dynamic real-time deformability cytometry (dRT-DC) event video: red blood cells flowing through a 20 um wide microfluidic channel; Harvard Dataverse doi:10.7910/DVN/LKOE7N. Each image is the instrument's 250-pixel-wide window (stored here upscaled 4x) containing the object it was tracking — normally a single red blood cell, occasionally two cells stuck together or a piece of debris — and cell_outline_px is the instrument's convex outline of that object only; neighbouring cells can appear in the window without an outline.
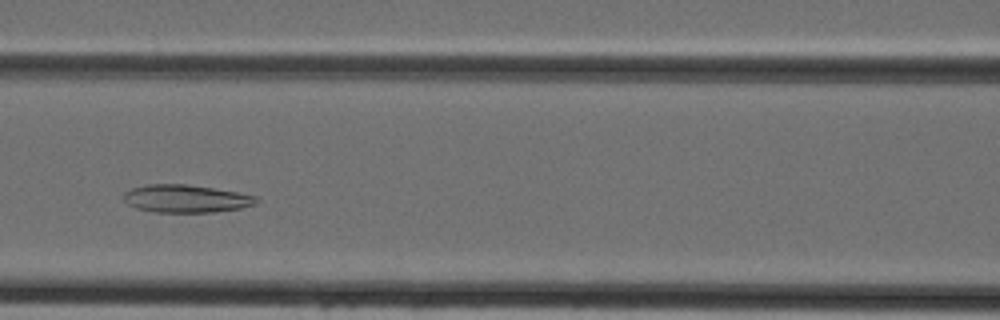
{"species": "Egyptian fruit bat (a non-hibernating species)", "species_latin": "Rousettus aegyptiacus", "temperature_condition": "cold", "stored_images_in_passage": 41, "camera_frame_rate_fps": 3000, "um_per_image_px": 0.085, "animal": {"sex": "female"}, "frame": {"image": 1, "passage_image": 15, "time_ms": 4.667, "image_size_px": [1000, 320], "cell_outline_px": [[260, 200], [256, 204], [240, 208], [212, 212], [156, 212], [136, 208], [128, 204], [124, 200], [124, 192], [132, 188], [148, 184], [184, 184], [212, 188], [236, 192], [256, 196]], "centroid_in_image_um": [15.8, 16.88], "position_along_channel_um": 150.8, "area_um2": 21.33}}
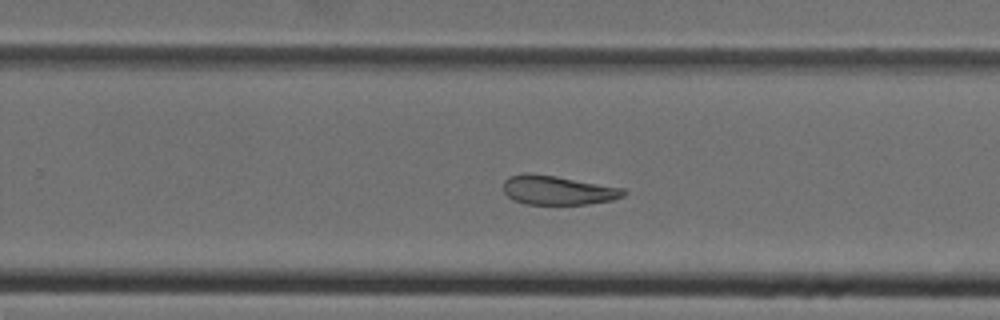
{"frame": {"image": 2, "passage_image": 24, "time_ms": 7.667, "image_size_px": [1000, 320], "cell_outline_px": [[628, 192], [624, 196], [612, 200], [588, 204], [528, 204], [512, 200], [504, 192], [504, 180], [508, 176], [528, 172], [556, 176], [624, 188]], "centroid_in_image_um": [47.41, 16.16], "position_along_channel_um": 282.4, "area_um2": 20.52}}
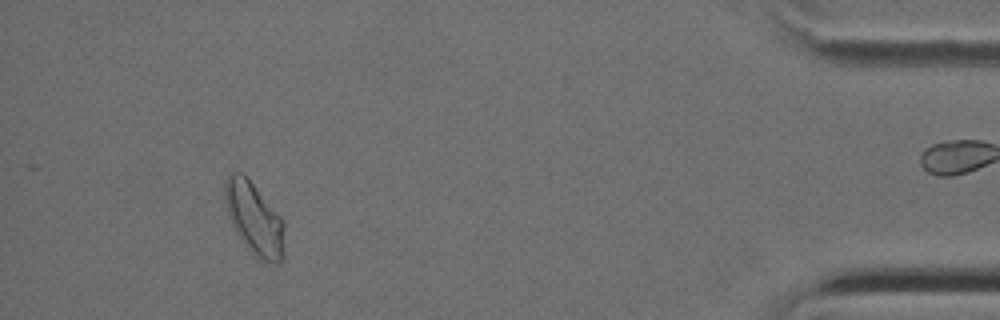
{"frame": {"image": 3, "passage_image": 37, "time_ms": 12.0, "image_size_px": [1000, 320], "cell_outline_px": [[284, 256], [280, 260], [272, 264], [260, 260], [244, 244], [236, 232], [228, 216], [224, 200], [224, 180], [228, 172], [244, 172], [280, 216], [284, 224]], "centroid_in_image_um": [21.59, 18.54], "position_along_channel_um": 413.6, "area_um2": 25.37}}